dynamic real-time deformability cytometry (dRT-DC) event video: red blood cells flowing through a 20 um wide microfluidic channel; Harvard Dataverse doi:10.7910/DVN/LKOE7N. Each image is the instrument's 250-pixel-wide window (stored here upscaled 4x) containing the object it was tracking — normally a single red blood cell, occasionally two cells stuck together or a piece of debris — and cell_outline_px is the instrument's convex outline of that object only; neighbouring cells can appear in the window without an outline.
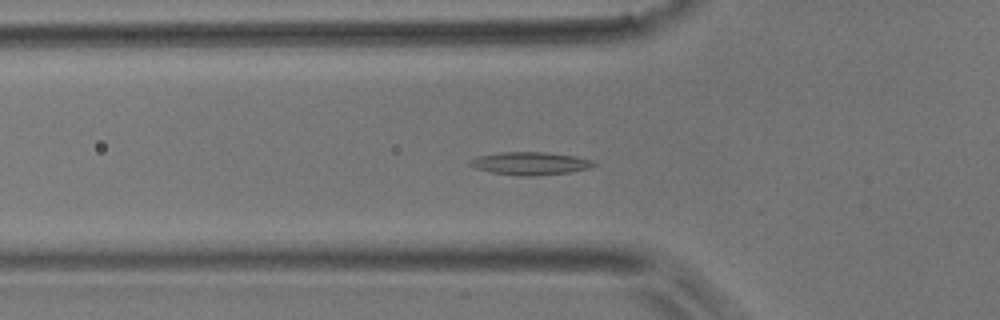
{"species": "common noctule bat (a hibernating species)", "species_latin": "Nyctalus noctula", "temperature_condition": "room temperature", "stored_images_in_passage": 49, "camera_frame_rate_fps": 3000, "um_per_image_px": 0.085, "animal": {"sex": "male", "body_mass_g": 17.9}, "frame": {"image": 1, "passage_image": 12, "time_ms": 3.667, "image_size_px": [1000, 320], "cell_outline_px": [[600, 164], [592, 168], [568, 172], [528, 176], [520, 176], [492, 172], [476, 168], [468, 164], [468, 160], [476, 156], [500, 152], [544, 152], [576, 156], [592, 160]], "centroid_in_image_um": [45.09, 13.88], "position_along_channel_um": 80.7, "area_um2": 16.59}}
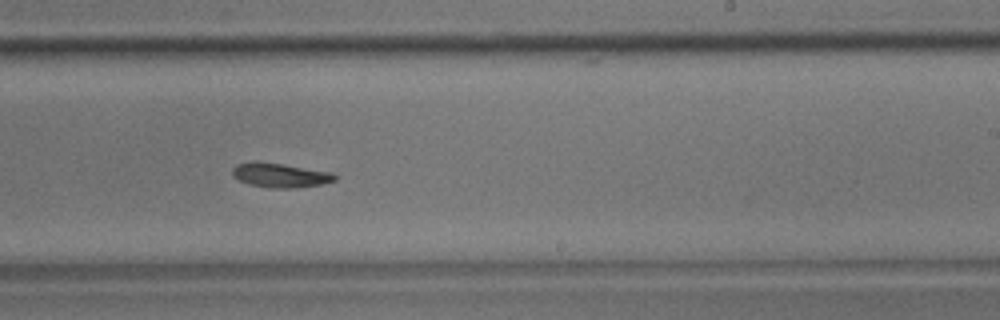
{"frame": {"image": 2, "passage_image": 27, "time_ms": 8.667, "image_size_px": [1000, 320], "cell_outline_px": [[336, 180], [320, 184], [288, 188], [272, 188], [248, 184], [232, 176], [232, 168], [236, 164], [252, 160], [256, 160], [332, 172], [336, 176]], "centroid_in_image_um": [23.74, 14.87], "position_along_channel_um": 265.3, "area_um2": 14.51}}
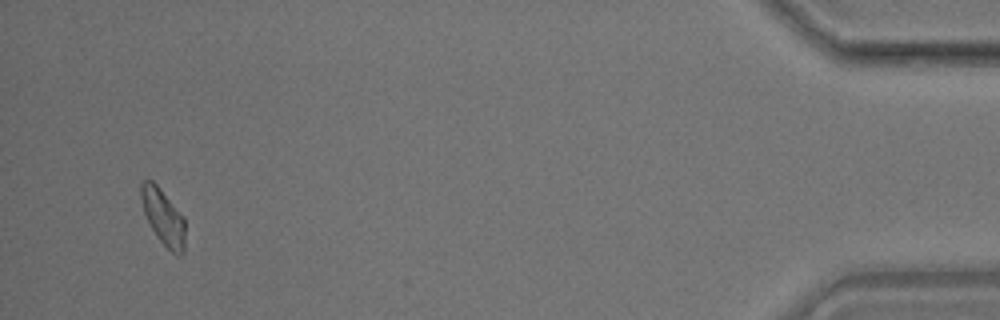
{"frame": {"image": 3, "passage_image": 46, "time_ms": 15.0, "image_size_px": [1000, 320], "cell_outline_px": [[184, 252], [180, 256], [172, 252], [156, 236], [144, 212], [140, 196], [140, 180], [152, 180], [160, 188], [184, 216]], "centroid_in_image_um": [13.86, 18.41], "position_along_channel_um": 421.3, "area_um2": 14.28}, "authors_computed_cell_mechanics": {"area_um2": 14.739, "velocity_mm_per_s": 3.6827, "shape_relaxation_time_tau1_ms": 5.9365, "shape_relaxation_time_tau2_ms": 7.178, "deformation_change_tau1": 0.1079, "deformation_change_tau2": 0.1349}}